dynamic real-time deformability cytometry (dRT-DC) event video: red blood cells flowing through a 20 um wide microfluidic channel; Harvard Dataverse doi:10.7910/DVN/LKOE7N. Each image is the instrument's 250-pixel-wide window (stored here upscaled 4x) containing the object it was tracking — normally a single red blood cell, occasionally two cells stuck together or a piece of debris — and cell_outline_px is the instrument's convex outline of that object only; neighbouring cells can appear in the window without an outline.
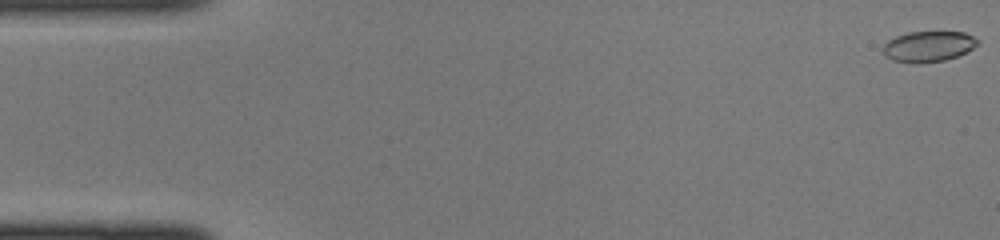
{"species": "common noctule bat (a hibernating species)", "species_latin": "Nyctalus noctula", "temperature_condition": "cold", "stored_images_in_passage": 45, "camera_frame_rate_fps": 3000, "um_per_image_px": 0.085, "animal": {"sex": "female", "body_mass_g": 22.0, "forearm_length_mm": 56.7}, "frame": {"image": 1, "passage_image": 1, "time_ms": 0.0, "image_size_px": [1000, 240], "cell_outline_px": [[980, 44], [956, 56], [944, 60], [892, 60], [884, 56], [884, 44], [888, 40], [896, 36], [908, 32], [964, 32], [980, 40]], "centroid_in_image_um": [78.95, 3.89], "position_along_channel_um": 6.1, "area_um2": 16.13}}
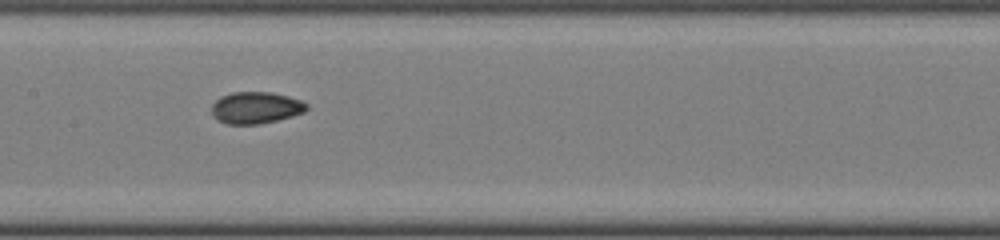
{"frame": {"image": 2, "passage_image": 22, "time_ms": 7.0, "image_size_px": [1000, 240], "cell_outline_px": [[308, 108], [304, 112], [292, 116], [260, 124], [228, 124], [216, 120], [212, 116], [212, 104], [220, 96], [232, 92], [272, 92], [288, 96], [300, 100], [308, 104]], "centroid_in_image_um": [21.72, 9.15], "position_along_channel_um": 185.7, "area_um2": 17.69}}
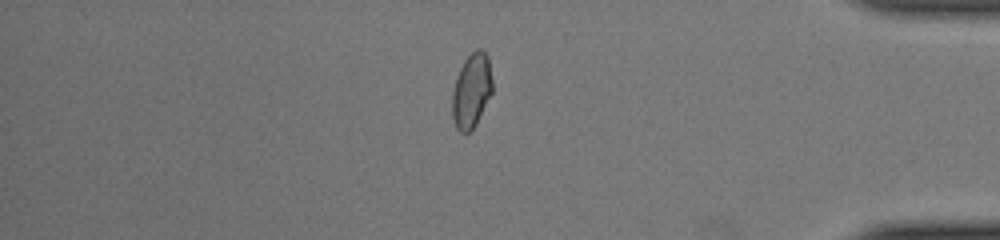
{"frame": {"image": 3, "passage_image": 38, "time_ms": 12.333, "image_size_px": [1000, 240], "cell_outline_px": [[492, 92], [476, 124], [468, 132], [460, 132], [456, 128], [452, 116], [452, 92], [456, 76], [464, 60], [476, 48], [480, 48], [488, 56], [492, 80]], "centroid_in_image_um": [40.07, 7.69], "position_along_channel_um": 395.1, "area_um2": 17.4}}